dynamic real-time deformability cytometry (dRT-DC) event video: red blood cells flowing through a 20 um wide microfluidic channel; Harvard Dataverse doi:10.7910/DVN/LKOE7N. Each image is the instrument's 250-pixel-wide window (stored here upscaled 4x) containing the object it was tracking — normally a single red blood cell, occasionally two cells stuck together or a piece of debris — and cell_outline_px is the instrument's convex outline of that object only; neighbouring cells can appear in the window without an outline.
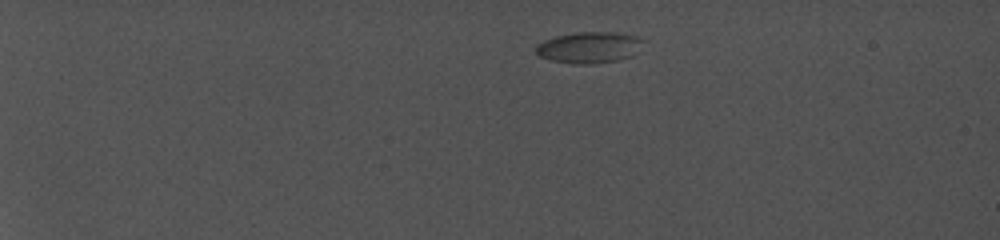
{"species": "common noctule bat (a hibernating species)", "species_latin": "Nyctalus noctula", "temperature_condition": "cold", "stored_images_in_passage": 36, "camera_frame_rate_fps": 5000, "um_per_image_px": 0.085, "animal": {"sex": "female", "body_mass_g": 19.0, "forearm_length_mm": 56.7}, "frame": {"image": 1, "passage_image": 1, "time_ms": 0.0, "image_size_px": [1000, 240], "cell_outline_px": [[624, 36], [612, 60], [556, 60], [544, 56], [536, 52], [536, 48], [552, 40], [564, 36]], "centroid_in_image_um": [49.41, 4.08], "position_along_channel_um": 35.6, "area_um2": 12.6}}
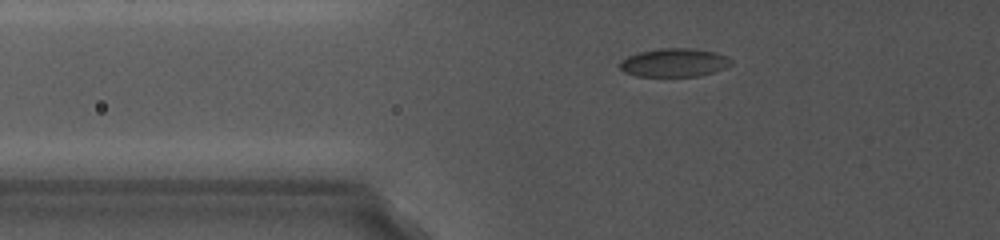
{"frame": {"image": 2, "passage_image": 15, "time_ms": 4.0, "image_size_px": [1000, 240], "cell_outline_px": [[720, 56], [708, 72], [696, 76], [640, 76], [628, 72], [620, 68], [620, 64], [624, 60], [632, 56], [644, 52], [672, 48], [708, 52]], "centroid_in_image_um": [56.95, 5.35], "position_along_channel_um": 68.8, "area_um2": 15.55}}
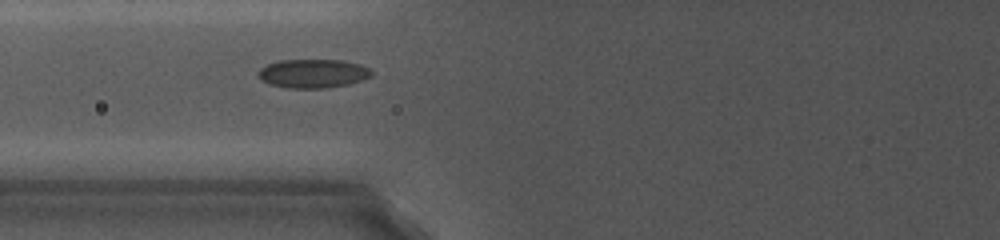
{"frame": {"image": 3, "passage_image": 20, "time_ms": 5.4, "image_size_px": [1000, 240], "cell_outline_px": [[372, 72], [368, 76], [344, 84], [324, 88], [288, 88], [272, 84], [264, 80], [260, 76], [260, 72], [268, 64], [280, 60], [340, 60], [356, 64], [368, 68]], "centroid_in_image_um": [26.57, 6.24], "position_along_channel_um": 99.2, "area_um2": 18.03}}